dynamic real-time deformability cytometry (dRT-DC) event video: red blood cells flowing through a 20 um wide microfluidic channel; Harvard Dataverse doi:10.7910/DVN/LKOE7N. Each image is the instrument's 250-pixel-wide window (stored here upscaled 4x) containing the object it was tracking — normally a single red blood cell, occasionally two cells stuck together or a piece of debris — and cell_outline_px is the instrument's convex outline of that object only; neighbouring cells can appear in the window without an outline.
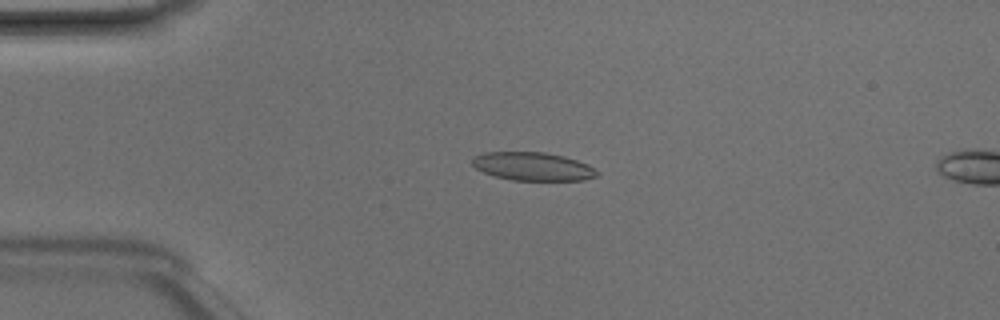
{"species": "Egyptian fruit bat (a non-hibernating species)", "species_latin": "Rousettus aegyptiacus", "temperature_condition": "room temperature", "stored_images_in_passage": 11, "camera_frame_rate_fps": 3000, "um_per_image_px": 0.085, "animal": {"sex": "male"}, "frame": {"image": 1, "passage_image": 8, "time_ms": 2.333, "image_size_px": [1000, 320], "cell_outline_px": [[600, 172], [596, 176], [584, 180], [512, 180], [496, 176], [484, 172], [476, 168], [472, 164], [472, 156], [484, 152], [544, 152], [564, 156], [588, 164]], "centroid_in_image_um": [45.29, 14.14], "position_along_channel_um": 39.7, "area_um2": 20.58}}